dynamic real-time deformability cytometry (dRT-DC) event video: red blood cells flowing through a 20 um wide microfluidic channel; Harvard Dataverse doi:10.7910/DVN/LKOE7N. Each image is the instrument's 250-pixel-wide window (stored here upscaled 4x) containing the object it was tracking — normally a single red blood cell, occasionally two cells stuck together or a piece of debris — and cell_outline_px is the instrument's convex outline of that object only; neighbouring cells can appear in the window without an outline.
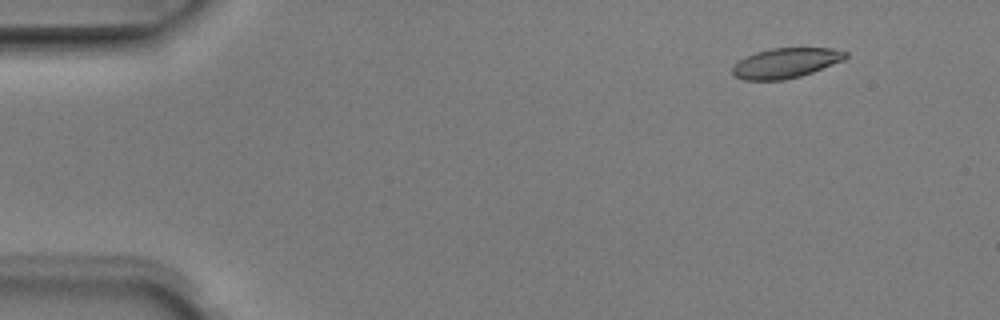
{"species": "Egyptian fruit bat (a non-hibernating species)", "species_latin": "Rousettus aegyptiacus", "temperature_condition": "room temperature", "stored_images_in_passage": 7, "camera_frame_rate_fps": 3000, "um_per_image_px": 0.085, "animal": {"sex": "male"}, "frame": {"image": 1, "passage_image": 1, "time_ms": 0.0, "image_size_px": [1000, 320], "cell_outline_px": [[848, 56], [844, 60], [812, 72], [800, 76], [784, 80], [744, 80], [736, 76], [732, 72], [732, 68], [744, 56], [756, 52], [772, 48], [832, 48], [848, 52]], "centroid_in_image_um": [66.8, 5.35], "position_along_channel_um": 18.2, "area_um2": 19.71}}
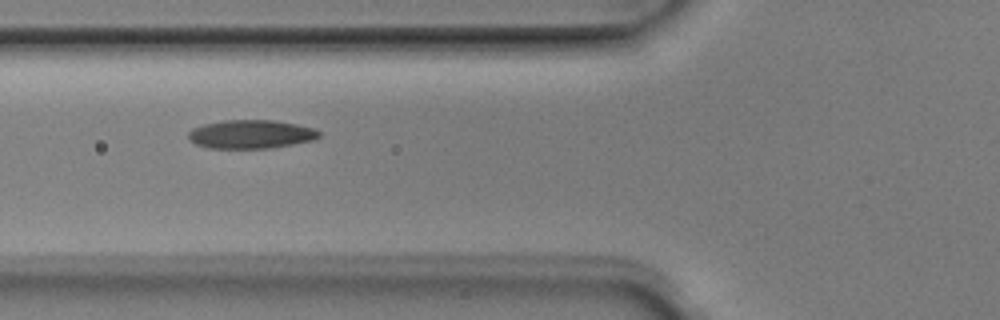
{"frame": {"image": 2, "passage_image": 5, "time_ms": 1.333, "image_size_px": [1000, 320], "cell_outline_px": [[320, 136], [316, 140], [272, 148], [208, 148], [196, 144], [188, 140], [188, 132], [192, 128], [204, 124], [224, 120], [272, 120], [296, 124], [316, 128], [320, 132]], "centroid_in_image_um": [21.34, 11.41], "position_along_channel_um": 104.5, "area_um2": 22.02}}
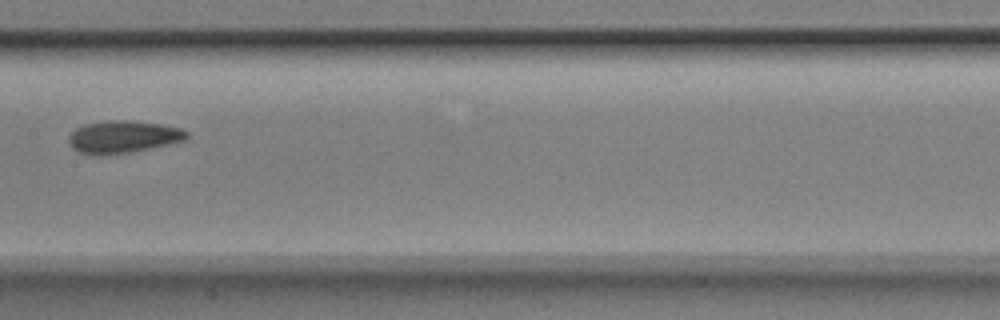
{"frame": {"image": 3, "passage_image": 7, "time_ms": 2.0, "image_size_px": [1000, 320], "cell_outline_px": [[188, 136], [184, 140], [168, 144], [132, 152], [100, 156], [92, 156], [76, 152], [68, 144], [68, 136], [76, 128], [84, 124], [108, 120], [132, 120], [164, 124], [180, 128], [188, 132]], "centroid_in_image_um": [10.4, 11.64], "position_along_channel_um": 197.0, "area_um2": 22.72}}